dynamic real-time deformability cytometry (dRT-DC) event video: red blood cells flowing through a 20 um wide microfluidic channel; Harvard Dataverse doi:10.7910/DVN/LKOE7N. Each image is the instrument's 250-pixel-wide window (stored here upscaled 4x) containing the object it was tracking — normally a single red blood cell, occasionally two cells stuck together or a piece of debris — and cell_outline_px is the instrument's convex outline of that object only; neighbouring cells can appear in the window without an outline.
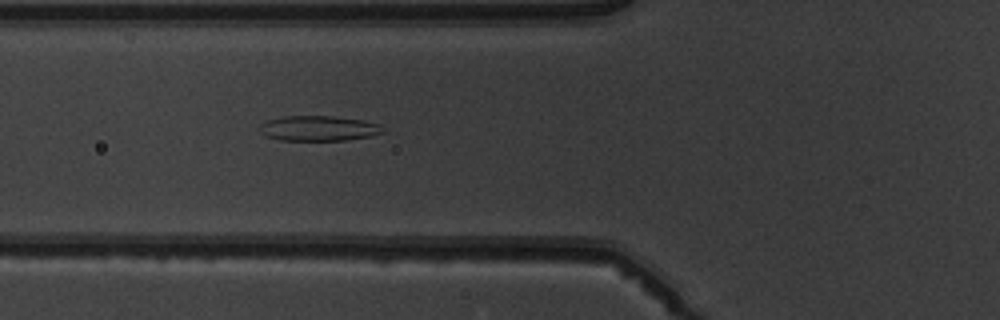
{"species": "common noctule bat (a hibernating species)", "species_latin": "Nyctalus noctula", "temperature_condition": "warm", "stored_images_in_passage": 5, "camera_frame_rate_fps": 3000, "um_per_image_px": 0.085, "animal": {"sex": "male", "body_mass_g": 19.5, "forearm_length_mm": 54.6}, "frame": {"image": 1, "passage_image": 5, "time_ms": 5.333, "image_size_px": [1000, 320], "cell_outline_px": [[384, 132], [372, 136], [344, 140], [280, 140], [268, 136], [260, 132], [256, 128], [260, 124], [268, 120], [284, 116], [332, 116], [364, 120], [380, 124], [384, 128]], "centroid_in_image_um": [27.09, 10.9], "position_along_channel_um": 98.7, "area_um2": 18.15}}